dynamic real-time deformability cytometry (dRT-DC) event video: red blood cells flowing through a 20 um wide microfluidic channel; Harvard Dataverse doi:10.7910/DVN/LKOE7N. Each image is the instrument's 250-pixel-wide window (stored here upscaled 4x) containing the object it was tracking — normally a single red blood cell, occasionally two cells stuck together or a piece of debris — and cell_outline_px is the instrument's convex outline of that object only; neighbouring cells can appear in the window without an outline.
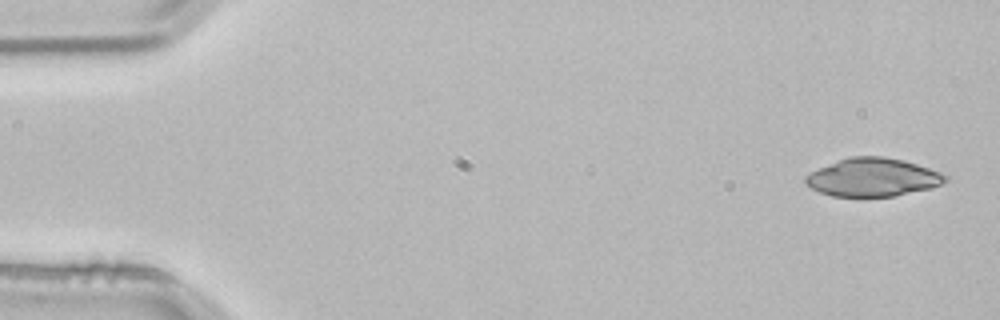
{"species": "common noctule bat (a hibernating species)", "species_latin": "Nyctalus noctula", "temperature_condition": "room temperature", "stored_images_in_passage": 3, "camera_frame_rate_fps": 3000, "um_per_image_px": 0.085, "animal": {"sex": "male", "body_mass_g": 21.5, "forearm_length_mm": 52.0}, "frame": {"image": 1, "passage_image": 1, "time_ms": 0.0, "image_size_px": [1000, 320], "cell_outline_px": [[948, 180], [932, 188], [892, 196], [832, 196], [820, 192], [804, 184], [804, 176], [820, 168], [848, 156], [884, 156], [904, 160], [940, 172], [948, 176]], "centroid_in_image_um": [74.19, 15.07], "position_along_channel_um": 10.8, "area_um2": 30.98}}